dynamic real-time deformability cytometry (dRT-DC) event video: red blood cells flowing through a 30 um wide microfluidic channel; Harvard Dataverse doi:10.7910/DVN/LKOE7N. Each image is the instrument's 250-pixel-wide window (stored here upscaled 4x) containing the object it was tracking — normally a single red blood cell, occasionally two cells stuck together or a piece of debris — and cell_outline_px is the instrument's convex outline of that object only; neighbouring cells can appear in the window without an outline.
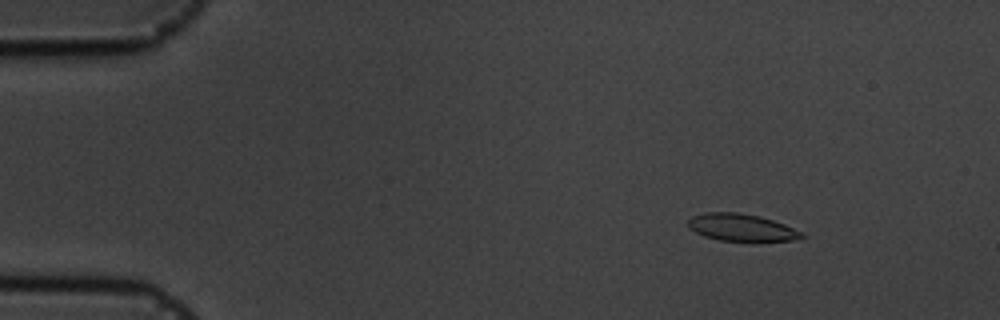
{"species": "common noctule bat (a hibernating species)", "species_latin": "Nyctalus noctula", "temperature_condition": "cold", "stored_images_in_passage": 51, "camera_frame_rate_fps": 3000, "um_per_image_px": 0.085, "animal": {"sex": "male", "body_mass_g": 19.5, "forearm_length_mm": 54.6}, "frame": {"image": 1, "passage_image": 2, "time_ms": 0.333, "image_size_px": [1000, 320], "cell_outline_px": [[808, 236], [792, 240], [756, 244], [752, 244], [720, 240], [704, 236], [688, 228], [688, 220], [692, 216], [704, 212], [740, 212], [760, 216], [784, 224], [804, 232]], "centroid_in_image_um": [63.09, 19.38], "position_along_channel_um": 21.9, "area_um2": 19.02}}
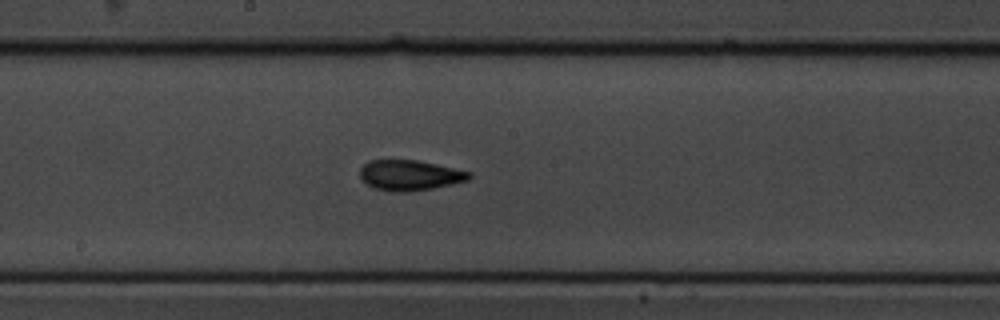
{"frame": {"image": 2, "passage_image": 25, "time_ms": 8.0, "image_size_px": [1000, 320], "cell_outline_px": [[472, 176], [468, 180], [452, 184], [432, 188], [408, 192], [392, 192], [376, 188], [368, 184], [360, 176], [360, 168], [368, 160], [416, 160], [436, 164], [472, 172]], "centroid_in_image_um": [34.84, 14.89], "position_along_channel_um": 213.4, "area_um2": 19.25}}
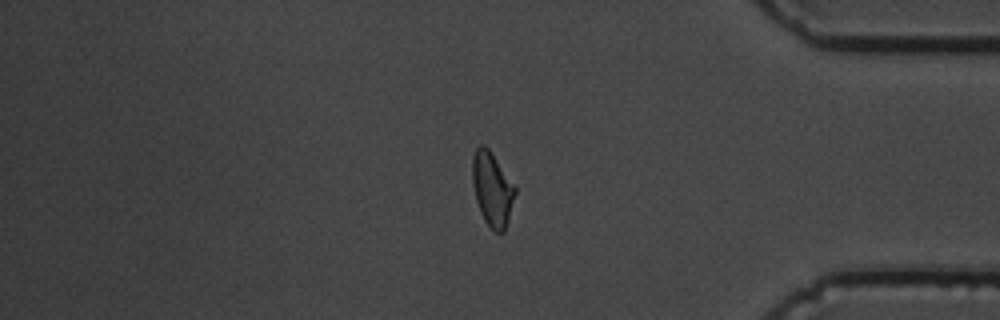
{"frame": {"image": 3, "passage_image": 42, "time_ms": 13.667, "image_size_px": [1000, 320], "cell_outline_px": [[516, 192], [508, 220], [504, 232], [496, 232], [484, 220], [480, 212], [476, 200], [472, 180], [472, 156], [476, 148], [480, 144], [484, 144], [488, 148], [516, 188]], "centroid_in_image_um": [41.82, 16.06], "position_along_channel_um": 393.4, "area_um2": 18.15}, "authors_computed_cell_mechanics": {"area_um2": 18.496, "velocity_mm_per_s": 3.5867, "shape_relaxation_time_tau1_ms": 5.8537, "shape_relaxation_time_tau2_ms": 2.2892, "deformation_change_tau1": 0.1461, "deformation_change_tau2": 0.0826}}